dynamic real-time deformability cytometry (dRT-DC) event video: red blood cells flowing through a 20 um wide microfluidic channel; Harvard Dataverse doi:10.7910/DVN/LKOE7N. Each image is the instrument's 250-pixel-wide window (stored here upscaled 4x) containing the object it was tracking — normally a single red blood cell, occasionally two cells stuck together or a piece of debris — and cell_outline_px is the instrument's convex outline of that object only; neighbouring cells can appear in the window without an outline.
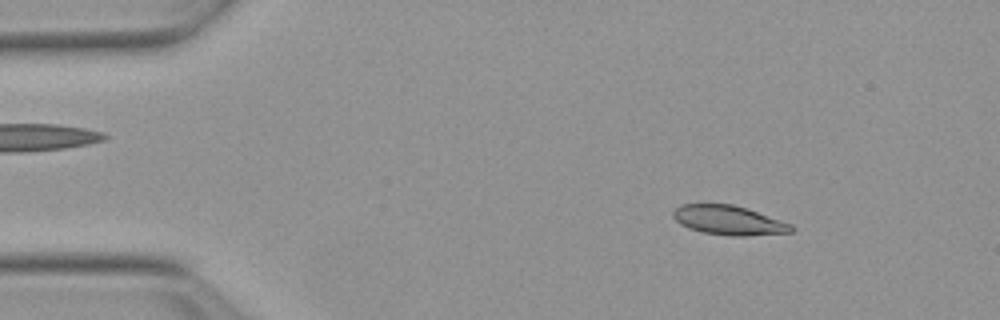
{"species": "Egyptian fruit bat (a non-hibernating species)", "species_latin": "Rousettus aegyptiacus", "temperature_condition": "warm", "stored_images_in_passage": 52, "camera_frame_rate_fps": 3000, "um_per_image_px": 0.085, "animal": {"sex": "female"}, "frame": {"image": 1, "passage_image": 7, "time_ms": 2.0, "image_size_px": [1000, 320], "cell_outline_px": [[796, 228], [792, 232], [744, 236], [732, 236], [704, 232], [688, 228], [680, 224], [672, 216], [672, 212], [680, 204], [732, 204], [792, 224]], "centroid_in_image_um": [61.92, 18.72], "position_along_channel_um": 23.1, "area_um2": 20.0}}
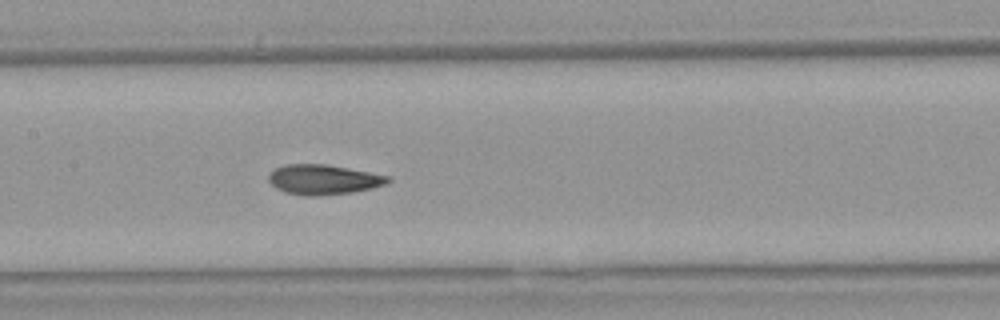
{"frame": {"image": 2, "passage_image": 25, "time_ms": 8.0, "image_size_px": [1000, 320], "cell_outline_px": [[392, 180], [384, 184], [372, 188], [352, 192], [320, 196], [304, 196], [284, 192], [276, 188], [268, 180], [268, 172], [272, 168], [284, 164], [324, 164], [348, 168], [392, 176]], "centroid_in_image_um": [27.45, 15.26], "position_along_channel_um": 179.9, "area_um2": 21.1}}
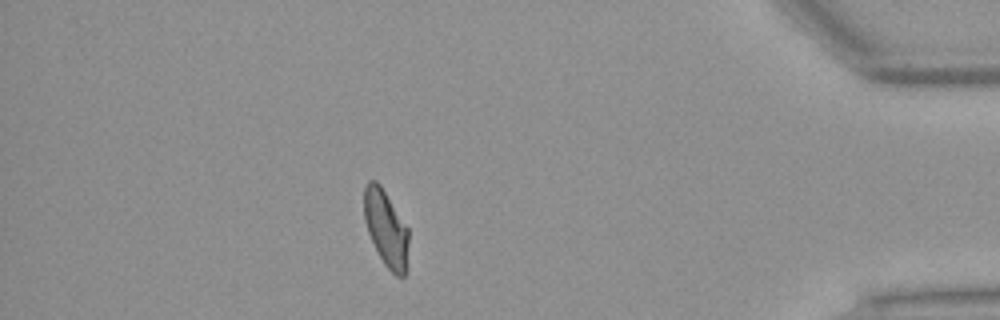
{"frame": {"image": 3, "passage_image": 46, "time_ms": 15.0, "image_size_px": [1000, 320], "cell_outline_px": [[408, 268], [404, 276], [396, 276], [384, 264], [368, 232], [364, 220], [364, 188], [368, 180], [376, 180], [380, 184], [408, 228]], "centroid_in_image_um": [32.82, 19.42], "position_along_channel_um": 402.4, "area_um2": 19.77}, "authors_computed_cell_mechanics": {"area_um2": 20.519, "velocity_mm_per_s": 3.844, "shape_relaxation_time_tau1_ms": 6.5652, "shape_relaxation_time_tau2_ms": 1.5545, "deformation_change_tau1": 0.2184, "deformation_change_tau2": 0.083}}